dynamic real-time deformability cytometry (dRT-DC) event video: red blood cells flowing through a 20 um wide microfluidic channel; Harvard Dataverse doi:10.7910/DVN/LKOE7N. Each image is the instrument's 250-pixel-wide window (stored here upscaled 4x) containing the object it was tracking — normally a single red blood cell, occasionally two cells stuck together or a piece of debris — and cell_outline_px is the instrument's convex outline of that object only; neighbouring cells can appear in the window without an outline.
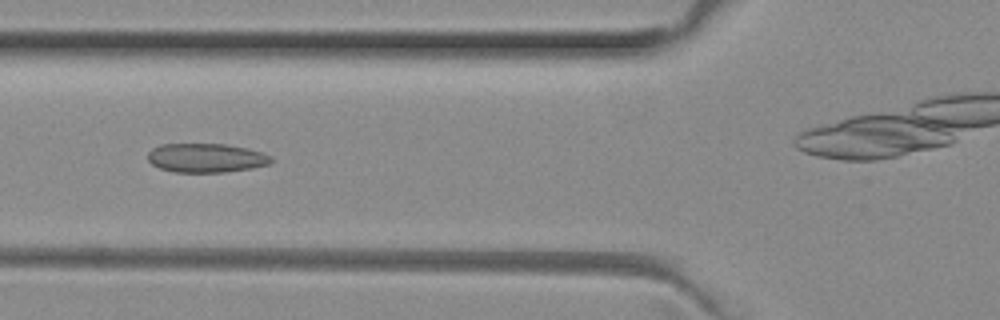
{"species": "common noctule bat (a hibernating species)", "species_latin": "Nyctalus noctula", "temperature_condition": "room temperature", "stored_images_in_passage": 40, "camera_frame_rate_fps": 3000, "um_per_image_px": 0.085, "animal": {"sex": "female", "body_mass_g": 29.2, "forearm_length_mm": 56.3}, "frame": {"image": 1, "passage_image": 18, "time_ms": 5.667, "image_size_px": [1000, 320], "cell_outline_px": [[272, 160], [268, 164], [252, 168], [224, 172], [176, 172], [160, 168], [152, 164], [148, 160], [148, 152], [152, 148], [160, 144], [224, 144], [248, 148], [264, 152], [272, 156]], "centroid_in_image_um": [17.53, 13.41], "position_along_channel_um": 108.3, "area_um2": 20.92}}
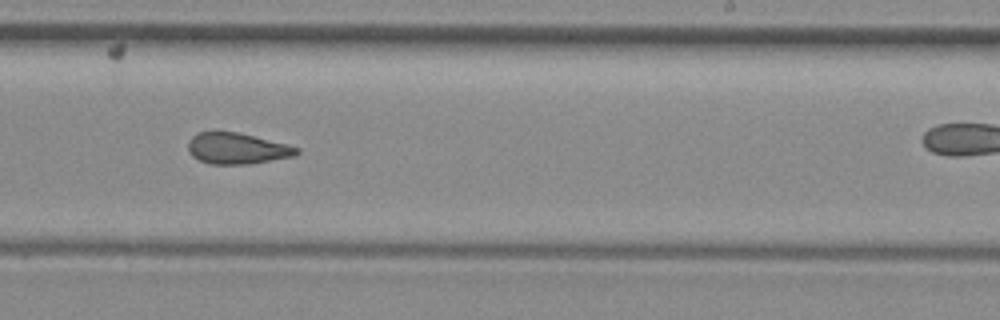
{"frame": {"image": 2, "passage_image": 30, "time_ms": 9.667, "image_size_px": [1000, 320], "cell_outline_px": [[300, 152], [296, 156], [248, 164], [208, 164], [192, 156], [188, 152], [188, 144], [192, 136], [196, 132], [236, 132], [300, 148]], "centroid_in_image_um": [20.12, 12.63], "position_along_channel_um": 268.9, "area_um2": 19.48}}
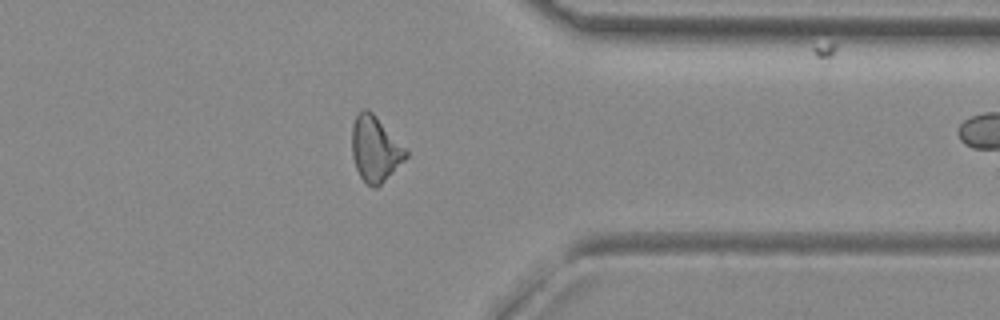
{"frame": {"image": 3, "passage_image": 39, "time_ms": 12.667, "image_size_px": [1000, 320], "cell_outline_px": [[408, 156], [376, 188], [372, 188], [360, 176], [356, 168], [352, 156], [352, 124], [360, 108], [368, 108], [372, 112], [408, 152]], "centroid_in_image_um": [31.85, 12.64], "position_along_channel_um": 379.6, "area_um2": 20.17}}